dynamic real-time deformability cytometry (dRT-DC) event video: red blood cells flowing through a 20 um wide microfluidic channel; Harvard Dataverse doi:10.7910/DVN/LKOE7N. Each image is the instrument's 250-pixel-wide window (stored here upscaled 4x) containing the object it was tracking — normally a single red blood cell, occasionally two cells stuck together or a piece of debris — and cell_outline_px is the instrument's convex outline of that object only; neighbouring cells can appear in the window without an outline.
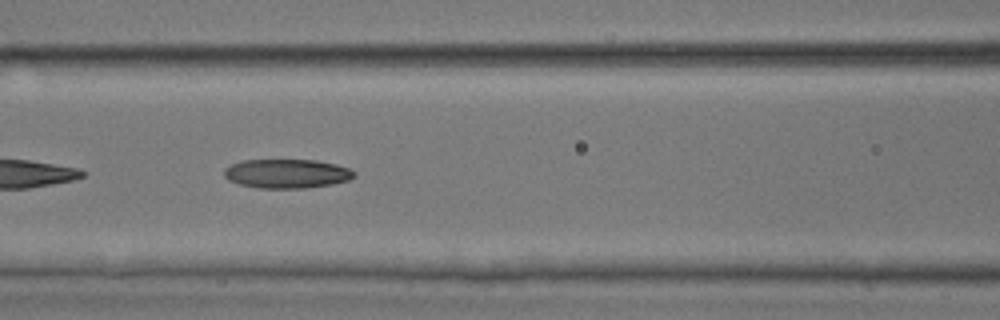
{"species": "common noctule bat (a hibernating species)", "species_latin": "Nyctalus noctula", "temperature_condition": "room temperature", "stored_images_in_passage": 23, "camera_frame_rate_fps": 3000, "um_per_image_px": 0.085, "animal": {"sex": "male", "body_mass_g": 17.9, "forearm_length_mm": 54.2}, "frame": {"image": 1, "passage_image": 20, "time_ms": 6.333, "image_size_px": [1000, 320], "cell_outline_px": [[356, 176], [348, 180], [332, 184], [308, 188], [256, 188], [240, 184], [228, 180], [224, 176], [224, 168], [232, 164], [244, 160], [316, 160], [336, 164], [348, 168], [356, 172]], "centroid_in_image_um": [24.39, 14.76], "position_along_channel_um": 142.2, "area_um2": 22.14}}